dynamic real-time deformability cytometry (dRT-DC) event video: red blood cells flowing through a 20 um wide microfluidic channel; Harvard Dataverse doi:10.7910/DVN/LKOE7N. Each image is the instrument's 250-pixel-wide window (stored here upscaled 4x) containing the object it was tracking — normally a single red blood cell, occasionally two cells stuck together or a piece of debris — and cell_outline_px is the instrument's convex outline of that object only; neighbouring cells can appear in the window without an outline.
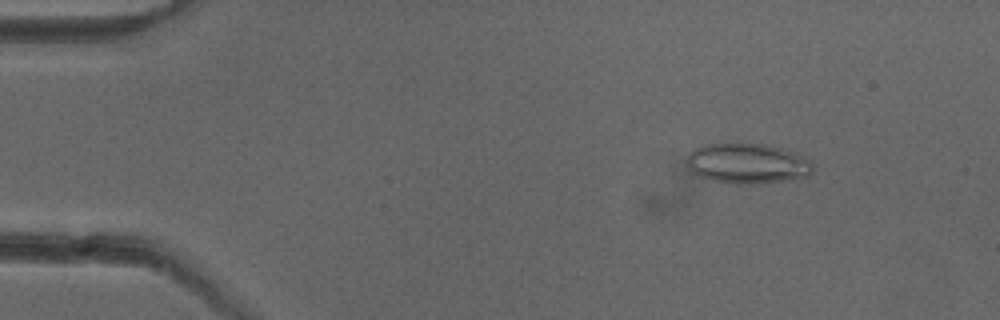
{"species": "common noctule bat (a hibernating species)", "species_latin": "Nyctalus noctula", "temperature_condition": "cold", "stored_images_in_passage": 49, "camera_frame_rate_fps": 3000, "um_per_image_px": 0.085, "animal": {"sex": "female"}, "frame": {"image": 1, "passage_image": 4, "time_ms": 1.0, "image_size_px": [1000, 320], "cell_outline_px": [[812, 172], [808, 176], [752, 184], [736, 184], [712, 180], [696, 176], [684, 164], [684, 160], [696, 148], [704, 144], [764, 144], [780, 148], [792, 152], [812, 160]], "centroid_in_image_um": [63.47, 13.9], "position_along_channel_um": 21.5, "area_um2": 29.36}}
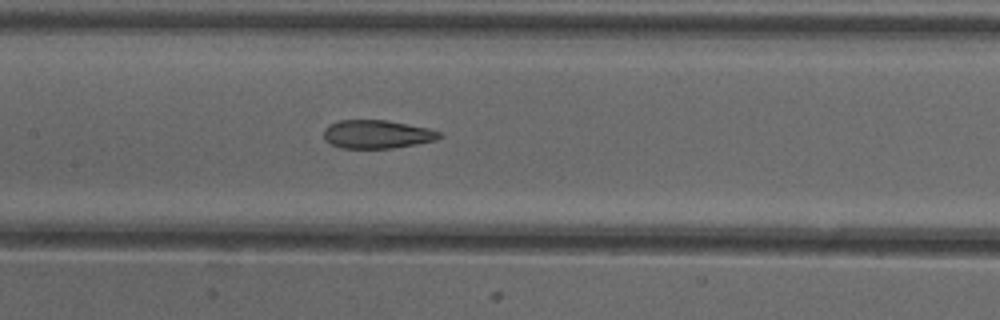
{"frame": {"image": 2, "passage_image": 22, "time_ms": 7.0, "image_size_px": [1000, 320], "cell_outline_px": [[444, 136], [436, 140], [416, 144], [392, 148], [340, 148], [324, 140], [324, 128], [328, 124], [340, 120], [388, 120], [428, 128], [440, 132]], "centroid_in_image_um": [32.04, 11.41], "position_along_channel_um": 175.4, "area_um2": 19.25}}
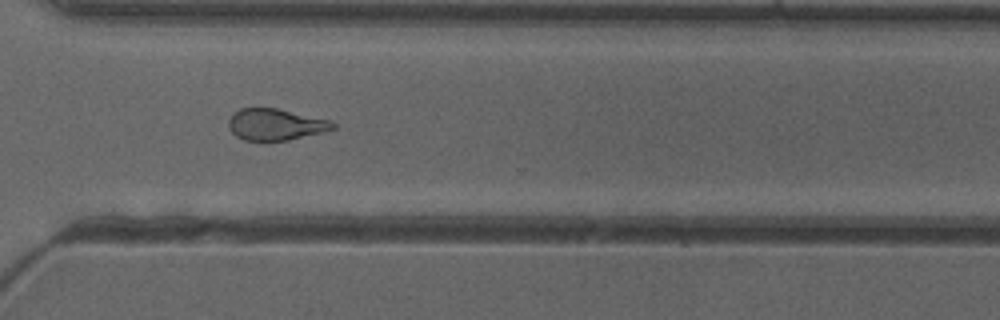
{"frame": {"image": 3, "passage_image": 35, "time_ms": 11.333, "image_size_px": [1000, 320], "cell_outline_px": [[336, 128], [324, 132], [288, 140], [244, 140], [236, 136], [228, 128], [228, 120], [240, 108], [276, 108], [332, 120], [336, 124]], "centroid_in_image_um": [23.46, 10.58], "position_along_channel_um": 347.1, "area_um2": 19.13}, "authors_computed_cell_mechanics": {"area_um2": 20.808, "velocity_mm_per_s": 3.9824, "shape_relaxation_time_tau1_ms": 8.0777, "shape_relaxation_time_tau2_ms": 2.0297, "deformation_change_tau1": 0.1662, "deformation_change_tau2": 0.0989}}